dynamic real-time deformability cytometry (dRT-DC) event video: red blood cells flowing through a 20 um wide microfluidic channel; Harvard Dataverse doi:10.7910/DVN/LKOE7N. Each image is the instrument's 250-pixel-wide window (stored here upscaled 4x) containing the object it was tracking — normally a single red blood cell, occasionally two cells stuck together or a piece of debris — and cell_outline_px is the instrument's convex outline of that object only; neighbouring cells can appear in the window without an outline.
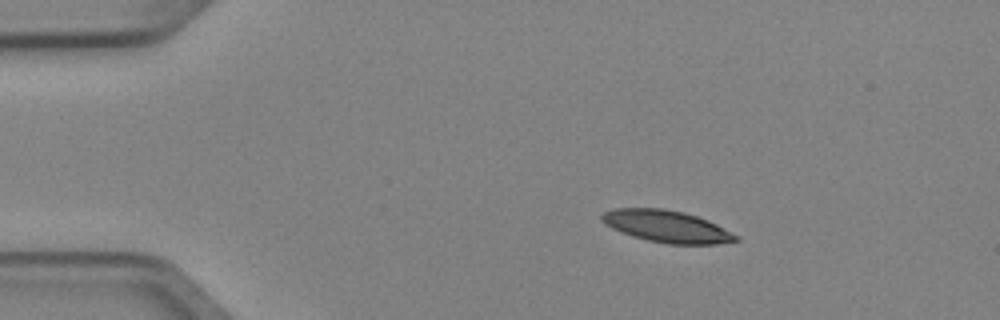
{"species": "Egyptian fruit bat (a non-hibernating species)", "species_latin": "Rousettus aegyptiacus", "temperature_condition": "cold", "stored_images_in_passage": 3, "camera_frame_rate_fps": 3000, "um_per_image_px": 0.085, "animal": {"sex": "female"}, "frame": {"image": 1, "passage_image": 2, "time_ms": 0.333, "image_size_px": [1000, 320], "cell_outline_px": [[740, 240], [716, 244], [668, 244], [648, 240], [632, 236], [612, 228], [604, 224], [600, 220], [600, 216], [604, 212], [612, 208], [664, 208], [684, 212], [708, 220], [740, 236]], "centroid_in_image_um": [56.67, 19.24], "position_along_channel_um": 28.3, "area_um2": 25.09}}